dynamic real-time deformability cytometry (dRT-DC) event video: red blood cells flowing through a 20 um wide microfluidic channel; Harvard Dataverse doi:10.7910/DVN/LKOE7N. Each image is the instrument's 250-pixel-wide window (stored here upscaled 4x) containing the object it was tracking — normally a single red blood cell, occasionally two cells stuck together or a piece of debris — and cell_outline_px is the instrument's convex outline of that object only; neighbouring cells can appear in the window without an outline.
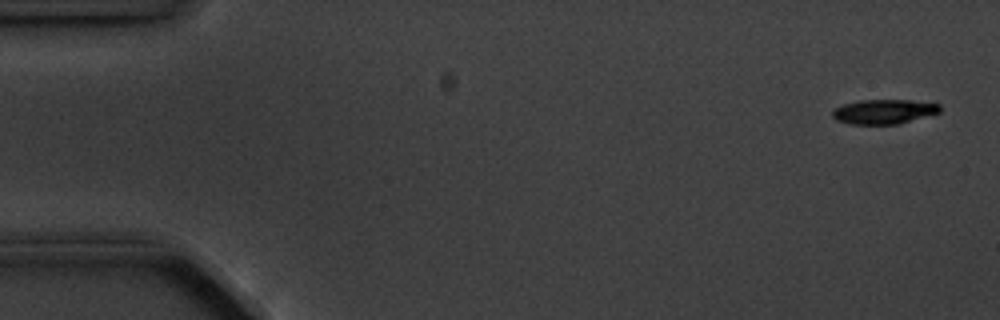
{"species": "common noctule bat (a hibernating species)", "species_latin": "Nyctalus noctula", "temperature_condition": "cold", "stored_images_in_passage": 4, "camera_frame_rate_fps": 3000, "um_per_image_px": 0.085, "animal": {"sex": "male", "body_mass_g": 20.1, "forearm_length_mm": 53.5}, "frame": {"image": 1, "passage_image": 1, "time_ms": 0.0, "image_size_px": [1000, 320], "cell_outline_px": [[940, 112], [900, 124], [852, 124], [836, 120], [832, 116], [832, 112], [836, 108], [844, 104], [860, 100], [908, 100], [940, 104]], "centroid_in_image_um": [75.13, 9.49], "position_along_channel_um": 9.9, "area_um2": 15.26}}